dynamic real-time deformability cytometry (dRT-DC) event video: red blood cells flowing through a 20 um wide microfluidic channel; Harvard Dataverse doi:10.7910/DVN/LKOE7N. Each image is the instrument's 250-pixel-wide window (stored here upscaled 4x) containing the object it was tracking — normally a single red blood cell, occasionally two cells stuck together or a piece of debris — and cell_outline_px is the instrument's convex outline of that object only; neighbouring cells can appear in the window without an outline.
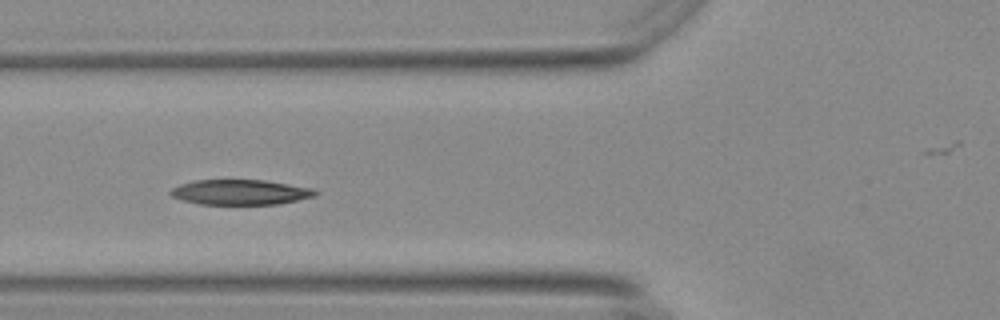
{"species": "Egyptian fruit bat (a non-hibernating species)", "species_latin": "Rousettus aegyptiacus", "temperature_condition": "warm", "stored_images_in_passage": 40, "camera_frame_rate_fps": 3000, "um_per_image_px": 0.085, "animal": {"sex": "female"}, "frame": {"image": 1, "passage_image": 7, "time_ms": 2.0, "image_size_px": [1000, 320], "cell_outline_px": [[320, 192], [316, 196], [276, 204], [200, 204], [184, 200], [172, 196], [168, 192], [172, 188], [180, 184], [196, 180], [264, 180], [312, 188]], "centroid_in_image_um": [20.43, 16.33], "position_along_channel_um": 105.4, "area_um2": 21.04}}
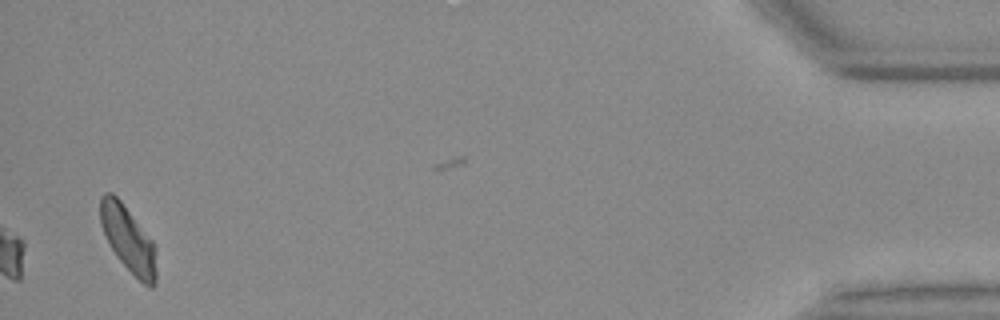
{"frame": {"image": 2, "passage_image": 40, "time_ms": 13.0, "image_size_px": [1000, 320], "cell_outline_px": [[156, 284], [152, 288], [148, 288], [116, 256], [100, 224], [100, 196], [104, 192], [112, 192], [120, 200], [152, 240], [156, 248]], "centroid_in_image_um": [10.91, 20.33], "position_along_channel_um": 424.3, "area_um2": 21.27}, "authors_computed_cell_mechanics": {"area_um2": 18.2937, "velocity_mm_per_s": 3.6846, "shape_relaxation_time_tau1_ms": 2.5315, "shape_relaxation_time_tau2_ms": null, "deformation_change_tau1": 0.107, "deformation_change_tau2": null}}